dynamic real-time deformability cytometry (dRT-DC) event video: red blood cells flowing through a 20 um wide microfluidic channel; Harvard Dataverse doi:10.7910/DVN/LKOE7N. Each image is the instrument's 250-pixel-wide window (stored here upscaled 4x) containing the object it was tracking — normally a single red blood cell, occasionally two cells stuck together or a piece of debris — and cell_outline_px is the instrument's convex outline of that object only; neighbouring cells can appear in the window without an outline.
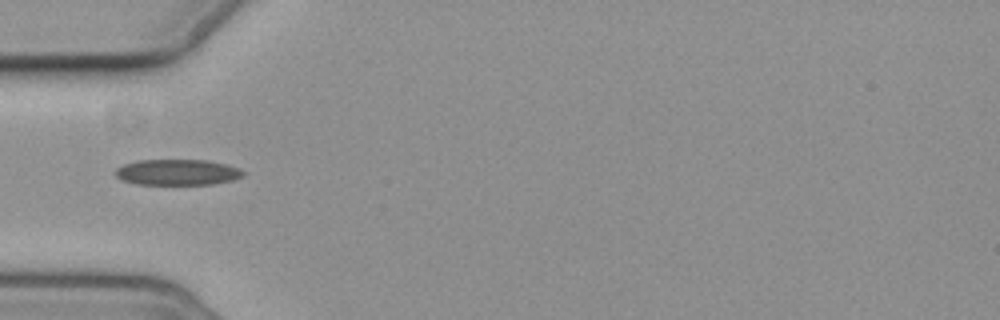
{"species": "common noctule bat (a hibernating species)", "species_latin": "Nyctalus noctula", "temperature_condition": "cold", "stored_images_in_passage": 7, "camera_frame_rate_fps": 3000, "um_per_image_px": 0.085, "animal": {"sex": "female", "body_mass_g": 19.3, "forearm_length_mm": 54.1}, "frame": {"image": 1, "passage_image": 6, "time_ms": 6.0, "image_size_px": [1000, 320], "cell_outline_px": [[244, 176], [232, 180], [212, 184], [136, 184], [120, 180], [116, 176], [116, 168], [124, 164], [140, 160], [208, 160], [228, 164], [240, 168], [244, 172]], "centroid_in_image_um": [15.1, 14.64], "position_along_channel_um": 69.9, "area_um2": 19.31}}
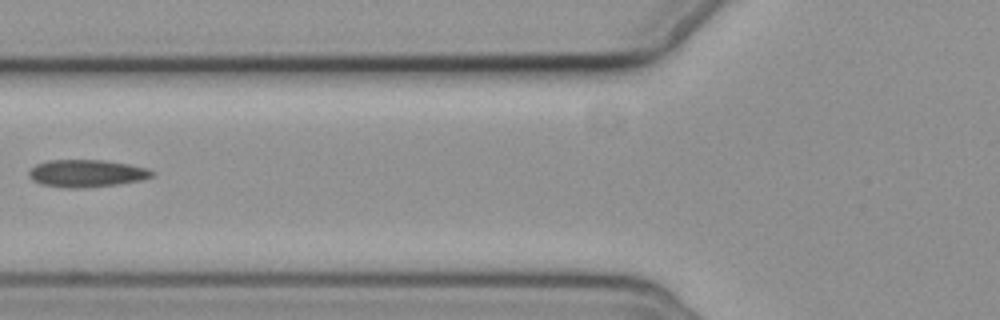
{"frame": {"image": 2, "passage_image": 7, "time_ms": 7.333, "image_size_px": [1000, 320], "cell_outline_px": [[156, 172], [152, 176], [140, 180], [116, 184], [84, 188], [64, 188], [40, 184], [32, 180], [28, 176], [28, 172], [36, 164], [48, 160], [100, 160], [128, 164], [148, 168]], "centroid_in_image_um": [7.33, 14.74], "position_along_channel_um": 118.5, "area_um2": 19.65}}